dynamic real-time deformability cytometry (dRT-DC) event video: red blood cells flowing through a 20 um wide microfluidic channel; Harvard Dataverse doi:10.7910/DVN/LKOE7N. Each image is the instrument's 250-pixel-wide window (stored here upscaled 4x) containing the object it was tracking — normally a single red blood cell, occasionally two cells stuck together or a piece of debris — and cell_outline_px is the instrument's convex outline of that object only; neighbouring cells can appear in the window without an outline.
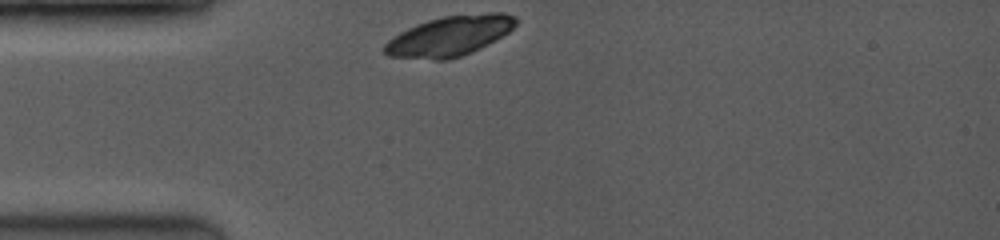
{"species": "common noctule bat (a hibernating species)", "species_latin": "Nyctalus noctula", "temperature_condition": "room temperature", "stored_images_in_passage": 4, "camera_frame_rate_fps": 3500, "um_per_image_px": 0.085, "animal": {"sex": "female", "body_mass_g": 19.0, "forearm_length_mm": 53.3}, "frame": {"image": 1, "passage_image": 1, "time_ms": 0.0, "image_size_px": [1000, 240], "cell_outline_px": [[516, 24], [508, 32], [460, 56], [448, 60], [436, 60], [388, 56], [380, 48], [388, 40], [400, 32], [416, 24], [428, 20], [444, 16], [488, 12], [504, 12], [516, 16]], "centroid_in_image_um": [38.16, 3.04], "position_along_channel_um": 46.8, "area_um2": 30.29}}